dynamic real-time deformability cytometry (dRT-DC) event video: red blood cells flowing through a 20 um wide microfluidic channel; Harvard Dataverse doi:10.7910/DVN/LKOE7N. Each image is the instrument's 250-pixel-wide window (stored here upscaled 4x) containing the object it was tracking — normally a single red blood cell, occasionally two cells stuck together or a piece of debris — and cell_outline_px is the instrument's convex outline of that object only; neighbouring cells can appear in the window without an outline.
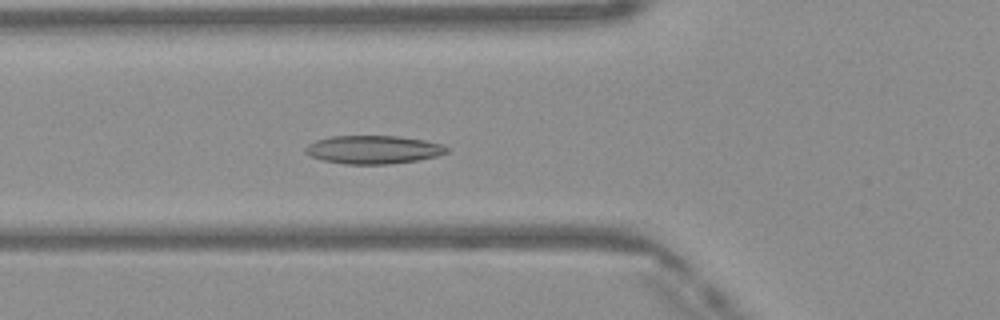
{"species": "Egyptian fruit bat (a non-hibernating species)", "species_latin": "Rousettus aegyptiacus", "temperature_condition": "warm", "stored_images_in_passage": 49, "camera_frame_rate_fps": 3000, "um_per_image_px": 0.085, "frame": {"image": 1, "passage_image": 17, "time_ms": 5.333, "image_size_px": [1000, 320], "cell_outline_px": [[452, 148], [448, 152], [436, 156], [416, 160], [388, 164], [344, 164], [324, 160], [312, 156], [304, 152], [304, 148], [308, 144], [316, 140], [332, 136], [396, 136], [424, 140], [444, 144]], "centroid_in_image_um": [31.76, 12.71], "position_along_channel_um": 94.0, "area_um2": 23.29}}
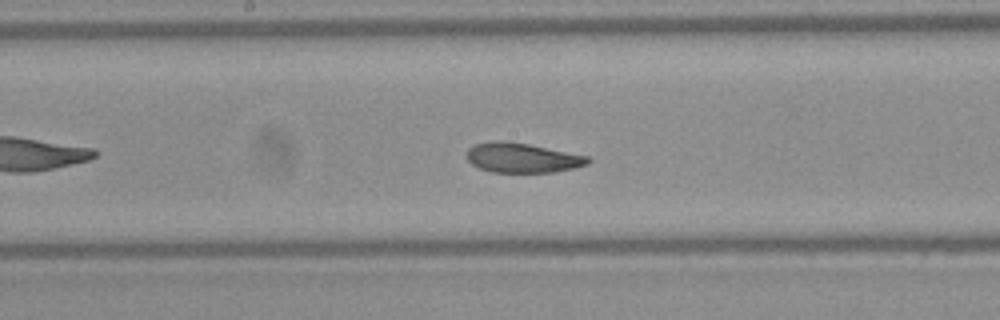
{"frame": {"image": 2, "passage_image": 25, "time_ms": 8.0, "image_size_px": [1000, 320], "cell_outline_px": [[592, 160], [588, 164], [576, 168], [556, 172], [492, 172], [480, 168], [472, 164], [464, 156], [468, 148], [476, 144], [496, 140], [500, 140], [528, 144], [588, 156]], "centroid_in_image_um": [44.39, 13.42], "position_along_channel_um": 203.8, "area_um2": 21.04}}
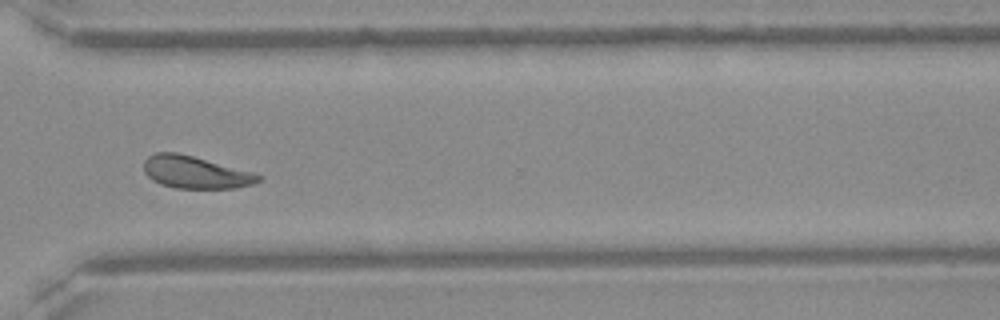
{"frame": {"image": 3, "passage_image": 36, "time_ms": 11.667, "image_size_px": [1000, 320], "cell_outline_px": [[264, 180], [256, 184], [236, 188], [176, 188], [160, 184], [152, 180], [144, 172], [144, 160], [148, 156], [156, 152], [176, 152], [192, 156], [252, 172], [264, 176]], "centroid_in_image_um": [16.64, 14.66], "position_along_channel_um": 354.0, "area_um2": 21.68}}